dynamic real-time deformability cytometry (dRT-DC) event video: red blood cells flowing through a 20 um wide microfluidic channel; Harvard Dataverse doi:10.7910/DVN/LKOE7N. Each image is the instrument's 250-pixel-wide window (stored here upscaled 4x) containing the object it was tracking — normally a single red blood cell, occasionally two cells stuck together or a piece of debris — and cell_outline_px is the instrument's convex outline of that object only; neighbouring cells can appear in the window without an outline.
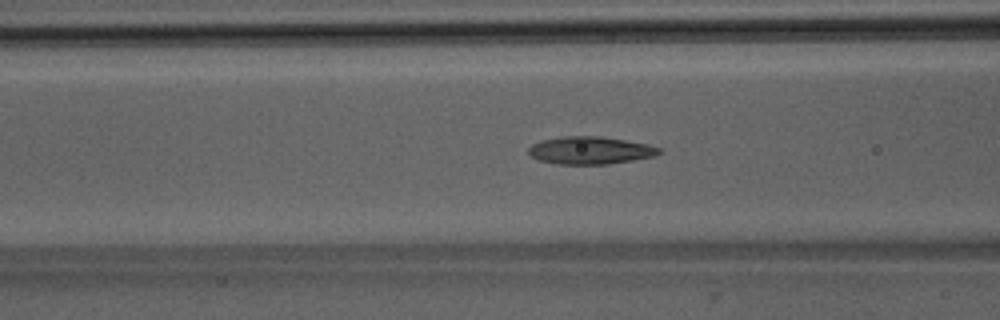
{"species": "Egyptian fruit bat (a non-hibernating species)", "species_latin": "Rousettus aegyptiacus", "temperature_condition": "room temperature", "stored_images_in_passage": 51, "camera_frame_rate_fps": 3000, "um_per_image_px": 0.085, "animal": {"sex": "male"}, "frame": {"image": 1, "passage_image": 20, "time_ms": 6.333, "image_size_px": [1000, 320], "cell_outline_px": [[664, 152], [652, 156], [632, 160], [608, 164], [556, 164], [540, 160], [532, 156], [528, 152], [528, 148], [532, 144], [540, 140], [560, 136], [600, 136], [648, 144], [660, 148]], "centroid_in_image_um": [50.15, 12.77], "position_along_channel_um": 116.4, "area_um2": 20.98}}
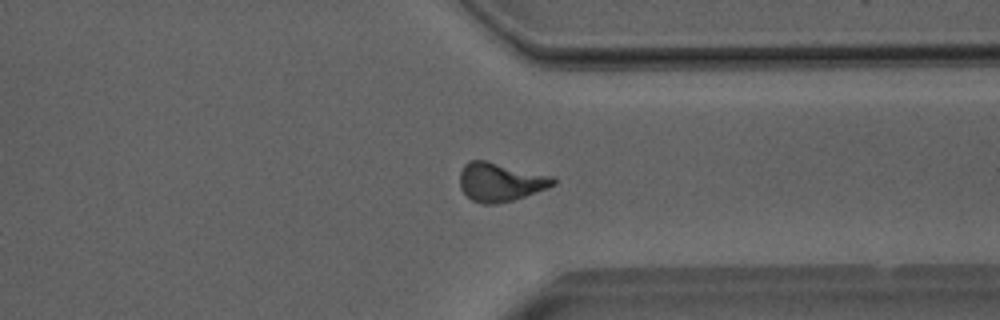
{"frame": {"image": 2, "passage_image": 39, "time_ms": 12.667, "image_size_px": [1000, 320], "cell_outline_px": [[556, 184], [548, 188], [512, 200], [496, 204], [484, 204], [472, 200], [460, 188], [460, 172], [464, 164], [468, 160], [484, 160], [552, 176], [556, 180]], "centroid_in_image_um": [42.51, 15.47], "position_along_channel_um": 368.9, "area_um2": 20.87}}
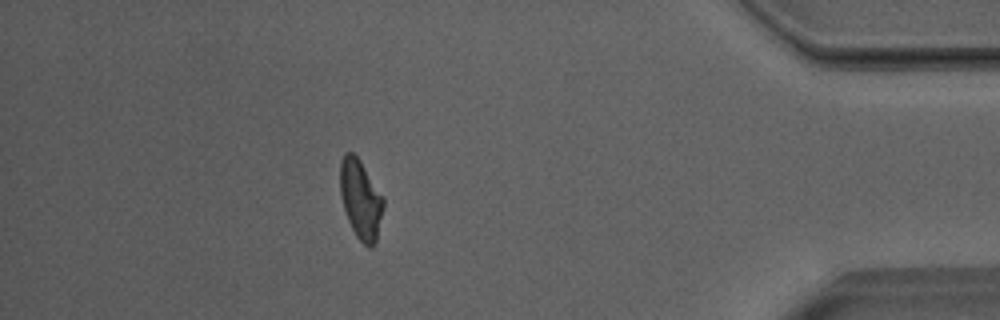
{"frame": {"image": 3, "passage_image": 45, "time_ms": 14.667, "image_size_px": [1000, 320], "cell_outline_px": [[384, 204], [376, 240], [372, 248], [368, 248], [356, 236], [348, 220], [340, 196], [340, 160], [344, 152], [352, 152], [360, 160], [384, 196]], "centroid_in_image_um": [30.65, 16.91], "position_along_channel_um": 404.5, "area_um2": 20.06}, "authors_computed_cell_mechanics": {"area_um2": 20.519, "velocity_mm_per_s": 4.0, "shape_relaxation_time_tau1_ms": 8.2535, "shape_relaxation_time_tau2_ms": 2.6905, "deformation_change_tau1": 0.2307, "deformation_change_tau2": 0.1163}}